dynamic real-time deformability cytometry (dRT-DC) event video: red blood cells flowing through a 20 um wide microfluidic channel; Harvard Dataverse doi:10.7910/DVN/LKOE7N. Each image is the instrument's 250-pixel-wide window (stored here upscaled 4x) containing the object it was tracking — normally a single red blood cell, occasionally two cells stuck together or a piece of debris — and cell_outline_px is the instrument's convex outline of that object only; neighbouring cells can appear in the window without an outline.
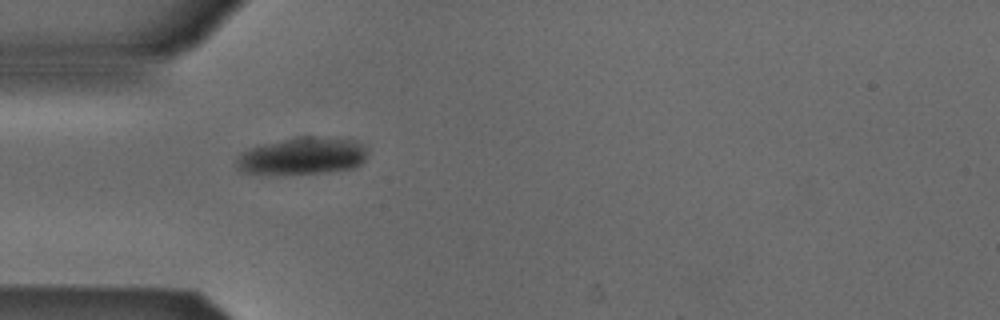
{"species": "Egyptian fruit bat (a non-hibernating species)", "species_latin": "Rousettus aegyptiacus", "temperature_condition": "cold", "stored_images_in_passage": 38, "camera_frame_rate_fps": 3000, "um_per_image_px": 0.085, "animal": {"sex": "male"}, "frame": {"image": 1, "passage_image": 1, "time_ms": 0.0, "image_size_px": [1000, 320], "cell_outline_px": [[368, 152], [364, 160], [360, 164], [352, 168], [328, 172], [276, 176], [240, 172], [236, 168], [236, 156], [240, 152], [260, 144], [280, 140], [304, 136], [316, 136], [356, 140], [364, 144]], "centroid_in_image_um": [25.64, 13.28], "position_along_channel_um": 59.4, "area_um2": 29.36}}
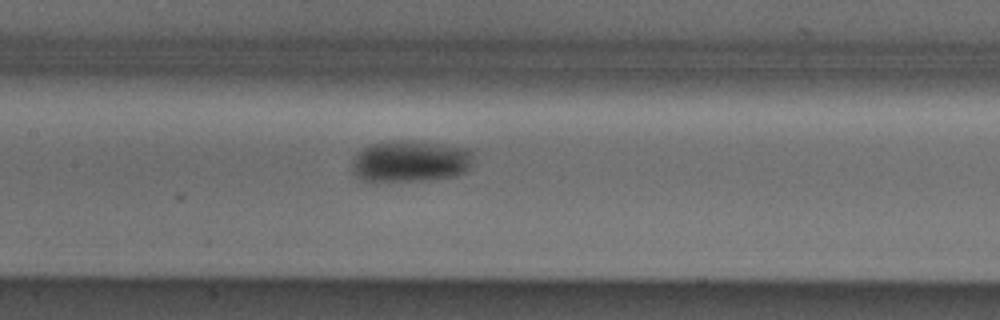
{"frame": {"image": 2, "passage_image": 10, "time_ms": 3.0, "image_size_px": [1000, 320], "cell_outline_px": [[472, 164], [464, 172], [456, 176], [420, 180], [360, 180], [352, 172], [352, 160], [356, 152], [368, 144], [396, 140], [416, 140], [472, 148]], "centroid_in_image_um": [34.88, 13.67], "position_along_channel_um": 172.5, "area_um2": 29.71}}
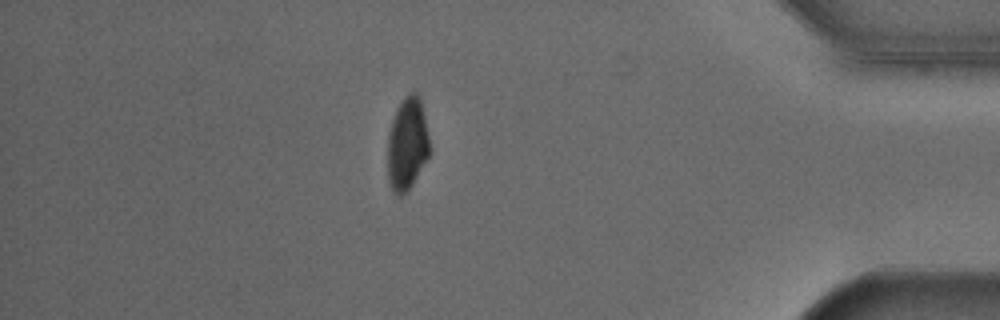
{"frame": {"image": 3, "passage_image": 31, "time_ms": 10.0, "image_size_px": [1000, 320], "cell_outline_px": [[432, 152], [408, 192], [400, 196], [396, 196], [392, 192], [388, 180], [388, 132], [396, 108], [404, 96], [408, 92], [416, 92], [420, 96], [432, 148]], "centroid_in_image_um": [34.64, 12.25], "position_along_channel_um": 400.6, "area_um2": 23.52}, "authors_computed_cell_mechanics": {"area_um2": 27.0504, "velocity_mm_per_s": 3.8589, "shape_relaxation_time_tau1_ms": 6.1156, "shape_relaxation_time_tau2_ms": null, "deformation_change_tau1": 0.1332, "deformation_change_tau2": null}}